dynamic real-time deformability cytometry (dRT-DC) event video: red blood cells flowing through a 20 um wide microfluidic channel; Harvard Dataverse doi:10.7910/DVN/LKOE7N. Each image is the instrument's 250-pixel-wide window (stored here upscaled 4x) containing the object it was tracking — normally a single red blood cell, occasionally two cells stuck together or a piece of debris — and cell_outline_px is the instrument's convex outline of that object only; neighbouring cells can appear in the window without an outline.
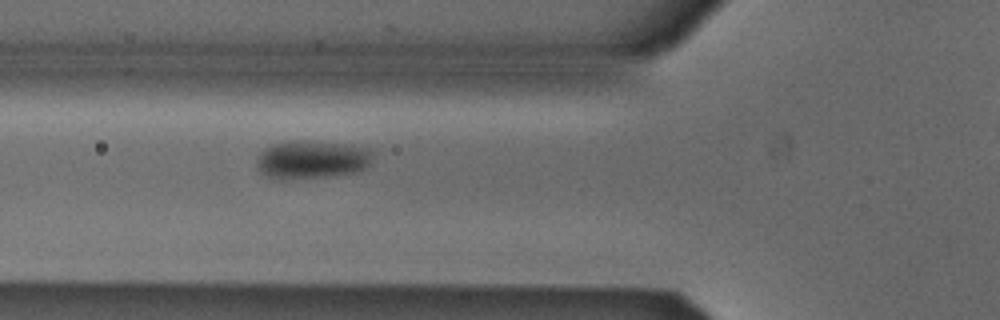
{"species": "Egyptian fruit bat (a non-hibernating species)", "species_latin": "Rousettus aegyptiacus", "temperature_condition": "cold", "stored_images_in_passage": 4, "segment_of_instrument_passage": [1, 2], "camera_frame_rate_fps": 3000, "um_per_image_px": 0.085, "animal": {"sex": "male"}, "frame": {"image": 1, "passage_image": 3, "time_ms": 0.667, "image_size_px": [1000, 320], "cell_outline_px": [[372, 152], [368, 164], [364, 168], [356, 172], [284, 180], [268, 176], [260, 172], [256, 168], [256, 160], [260, 152], [272, 144], [300, 140], [312, 140], [352, 144], [368, 148]], "centroid_in_image_um": [26.47, 13.54], "position_along_channel_um": 99.3, "area_um2": 25.84}}